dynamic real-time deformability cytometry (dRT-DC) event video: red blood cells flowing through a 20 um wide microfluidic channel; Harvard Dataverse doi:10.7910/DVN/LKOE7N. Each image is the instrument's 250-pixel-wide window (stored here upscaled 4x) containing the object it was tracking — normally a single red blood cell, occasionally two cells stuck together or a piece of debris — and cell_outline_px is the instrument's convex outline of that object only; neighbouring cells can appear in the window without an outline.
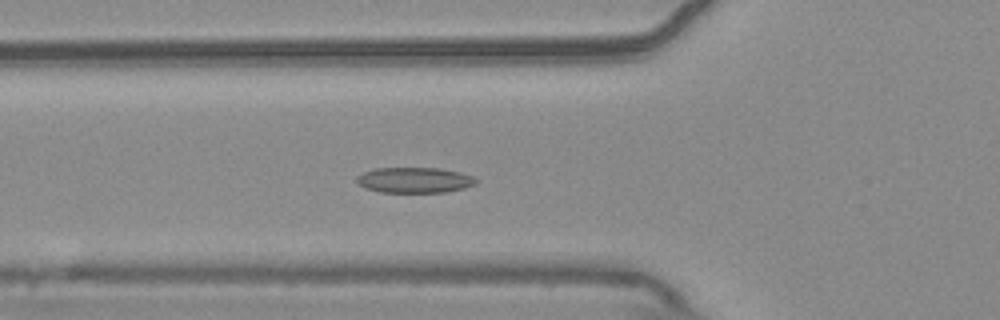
{"species": "common noctule bat (a hibernating species)", "species_latin": "Nyctalus noctula", "temperature_condition": "warm", "stored_images_in_passage": 56, "camera_frame_rate_fps": 3000, "um_per_image_px": 0.085, "animal": {"sex": "male", "body_mass_g": 20.4}, "frame": {"image": 1, "passage_image": 20, "time_ms": 6.333, "image_size_px": [1000, 320], "cell_outline_px": [[480, 180], [476, 184], [464, 188], [444, 192], [380, 192], [364, 188], [356, 184], [356, 176], [364, 172], [376, 168], [440, 168], [460, 172], [472, 176]], "centroid_in_image_um": [35.22, 15.31], "position_along_channel_um": 90.6, "area_um2": 17.92}}
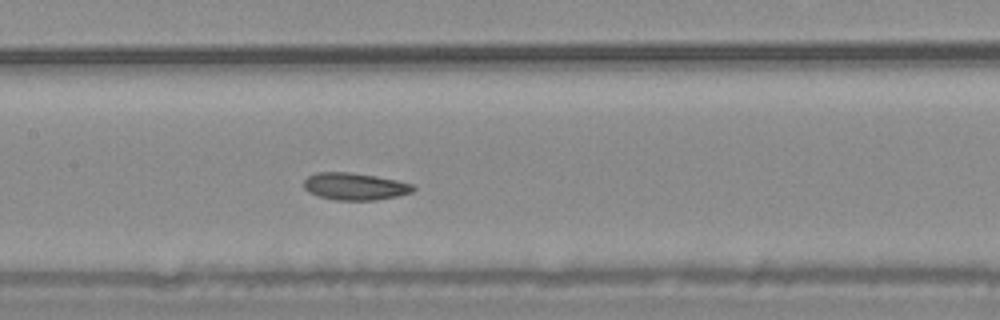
{"frame": {"image": 2, "passage_image": 27, "time_ms": 8.667, "image_size_px": [1000, 320], "cell_outline_px": [[416, 188], [412, 192], [396, 196], [372, 200], [336, 200], [320, 196], [308, 192], [304, 188], [304, 180], [308, 176], [316, 172], [348, 172], [376, 176], [396, 180], [412, 184]], "centroid_in_image_um": [30.14, 15.84], "position_along_channel_um": 177.3, "area_um2": 17.17}}
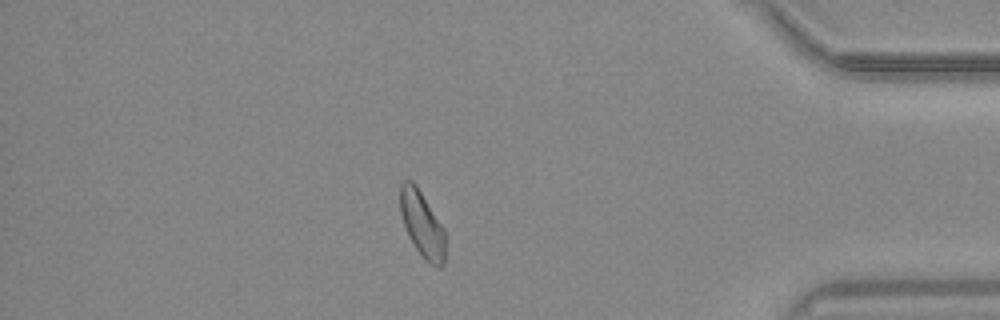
{"frame": {"image": 3, "passage_image": 48, "time_ms": 15.667, "image_size_px": [1000, 320], "cell_outline_px": [[444, 264], [440, 268], [432, 264], [416, 248], [404, 224], [400, 212], [400, 184], [404, 180], [412, 180], [416, 184], [444, 228]], "centroid_in_image_um": [35.87, 18.99], "position_along_channel_um": 399.3, "area_um2": 16.82}}